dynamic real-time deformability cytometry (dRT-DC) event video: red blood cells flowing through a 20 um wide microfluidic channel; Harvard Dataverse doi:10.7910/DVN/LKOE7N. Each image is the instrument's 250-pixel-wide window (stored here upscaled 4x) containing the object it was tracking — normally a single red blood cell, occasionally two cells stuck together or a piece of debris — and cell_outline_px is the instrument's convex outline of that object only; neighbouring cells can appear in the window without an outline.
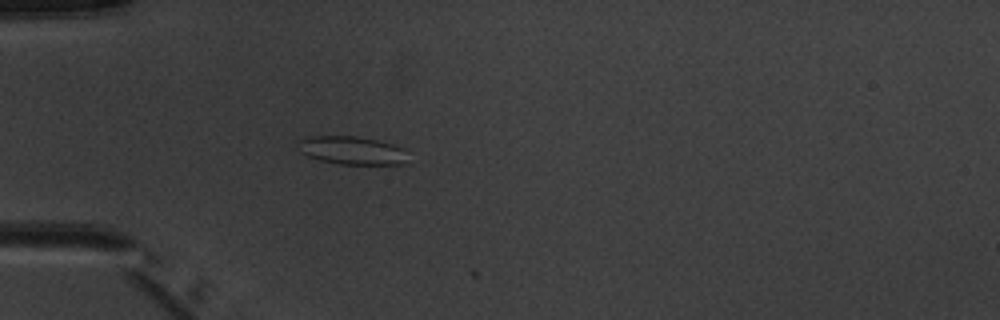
{"species": "common noctule bat (a hibernating species)", "species_latin": "Nyctalus noctula", "temperature_condition": "warm", "stored_images_in_passage": 4, "camera_frame_rate_fps": 3000, "um_per_image_px": 0.085, "animal": {"sex": "male", "body_mass_g": 20.1, "forearm_length_mm": 53.5}, "frame": {"image": 1, "passage_image": 3, "time_ms": 2.333, "image_size_px": [1000, 320], "cell_outline_px": [[408, 164], [340, 164], [320, 160], [308, 156], [300, 152], [296, 144], [300, 140], [308, 136], [356, 136], [376, 140], [392, 144], [404, 148]], "centroid_in_image_um": [29.9, 12.78], "position_along_channel_um": 55.1, "area_um2": 18.09}}